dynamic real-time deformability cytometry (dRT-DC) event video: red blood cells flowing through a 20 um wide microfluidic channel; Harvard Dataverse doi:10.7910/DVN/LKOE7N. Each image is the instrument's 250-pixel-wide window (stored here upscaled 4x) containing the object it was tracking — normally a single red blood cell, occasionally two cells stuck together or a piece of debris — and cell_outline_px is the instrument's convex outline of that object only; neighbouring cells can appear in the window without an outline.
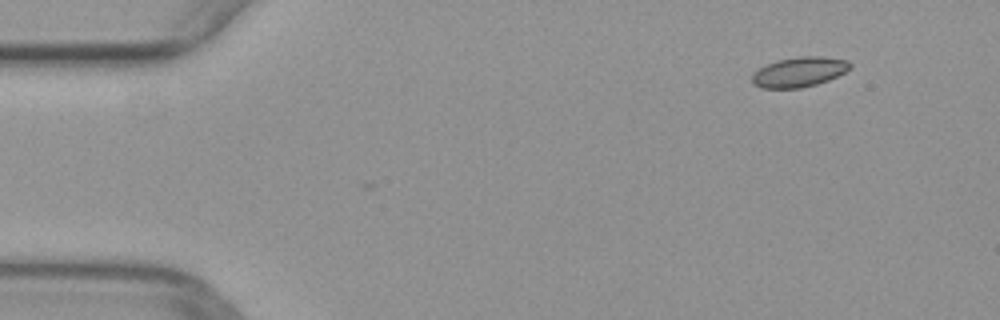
{"species": "common noctule bat (a hibernating species)", "species_latin": "Nyctalus noctula", "temperature_condition": "warm", "stored_images_in_passage": 12, "camera_frame_rate_fps": 3000, "um_per_image_px": 0.085, "animal": {"sex": "female", "body_mass_g": 29.2, "forearm_length_mm": 56.3}, "frame": {"image": 1, "passage_image": 1, "time_ms": 0.0, "image_size_px": [1000, 320], "cell_outline_px": [[852, 68], [828, 80], [816, 84], [800, 88], [760, 88], [752, 84], [752, 72], [776, 60], [800, 56], [824, 56], [848, 60], [852, 64]], "centroid_in_image_um": [67.93, 6.11], "position_along_channel_um": 17.1, "area_um2": 17.22}}
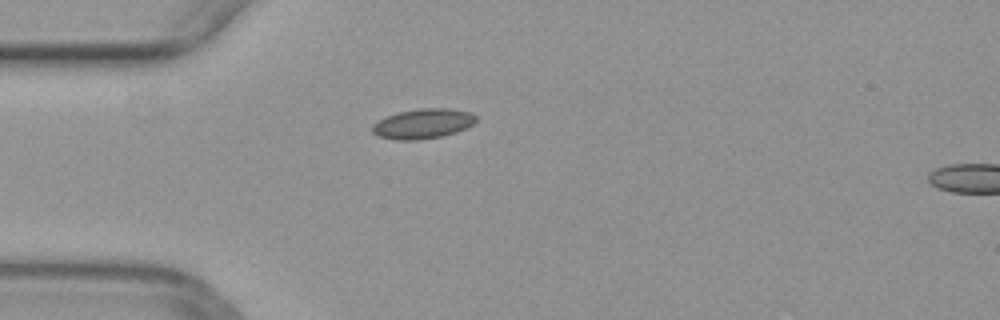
{"frame": {"image": 2, "passage_image": 10, "time_ms": 3.0, "image_size_px": [1000, 320], "cell_outline_px": [[476, 120], [468, 128], [444, 136], [420, 140], [396, 140], [376, 136], [372, 132], [372, 124], [396, 112], [420, 108], [448, 108], [472, 112], [476, 116]], "centroid_in_image_um": [35.96, 10.52], "position_along_channel_um": 49.0, "area_um2": 18.32}}